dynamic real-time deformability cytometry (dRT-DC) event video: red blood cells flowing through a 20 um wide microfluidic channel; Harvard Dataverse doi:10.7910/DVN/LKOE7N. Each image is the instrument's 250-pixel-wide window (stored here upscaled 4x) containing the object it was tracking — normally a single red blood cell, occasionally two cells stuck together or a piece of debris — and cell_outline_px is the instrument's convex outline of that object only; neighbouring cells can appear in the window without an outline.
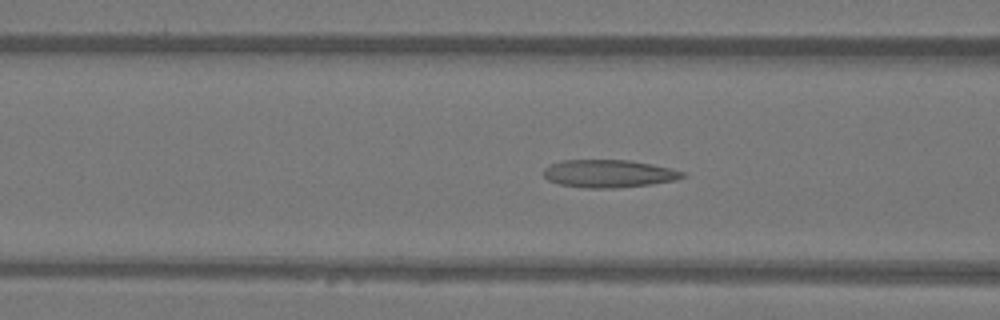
{"species": "Egyptian fruit bat (a non-hibernating species)", "species_latin": "Rousettus aegyptiacus", "temperature_condition": "warm", "stored_images_in_passage": 39, "camera_frame_rate_fps": 3000, "um_per_image_px": 0.085, "animal": {"sex": "female"}, "frame": {"image": 1, "passage_image": 15, "time_ms": 4.667, "image_size_px": [1000, 320], "cell_outline_px": [[684, 176], [676, 180], [652, 184], [616, 188], [584, 188], [560, 184], [548, 180], [544, 176], [544, 168], [548, 164], [560, 160], [628, 160], [652, 164], [672, 168], [684, 172]], "centroid_in_image_um": [51.72, 14.75], "position_along_channel_um": 114.9, "area_um2": 22.6}}
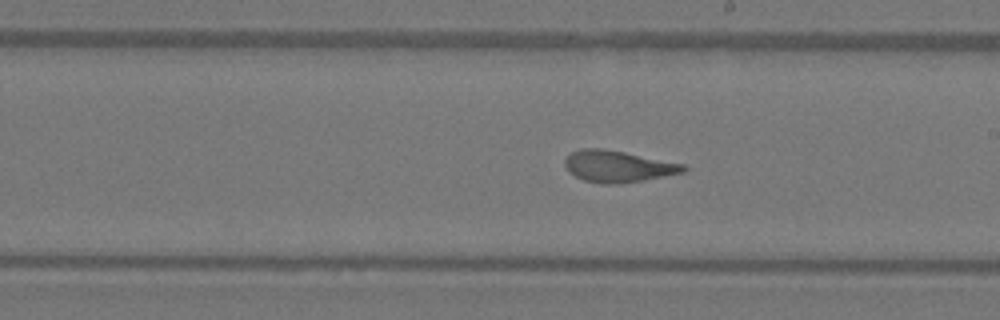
{"frame": {"image": 2, "passage_image": 24, "time_ms": 7.667, "image_size_px": [1000, 320], "cell_outline_px": [[688, 168], [684, 172], [644, 180], [616, 184], [600, 184], [584, 180], [568, 172], [564, 164], [564, 160], [572, 152], [580, 148], [600, 148], [624, 152], [684, 164]], "centroid_in_image_um": [52.5, 14.14], "position_along_channel_um": 236.5, "area_um2": 21.73}}
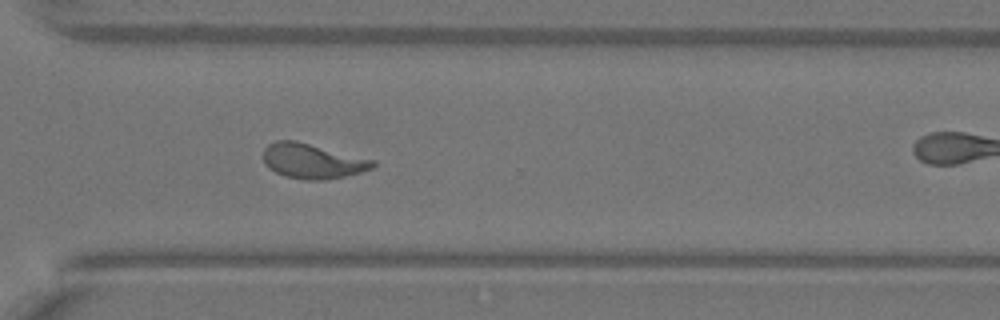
{"frame": {"image": 3, "passage_image": 32, "time_ms": 10.333, "image_size_px": [1000, 320], "cell_outline_px": [[376, 168], [344, 176], [324, 180], [304, 180], [284, 176], [268, 168], [264, 164], [264, 148], [268, 144], [276, 140], [296, 140], [376, 160]], "centroid_in_image_um": [26.57, 13.69], "position_along_channel_um": 344.0, "area_um2": 22.54}, "authors_computed_cell_mechanics": {"area_um2": 22.3108, "velocity_mm_per_s": 4.0465, "shape_relaxation_time_tau1_ms": null, "shape_relaxation_time_tau2_ms": 0.9113, "deformation_change_tau1": null, "deformation_change_tau2": 0.0767}}